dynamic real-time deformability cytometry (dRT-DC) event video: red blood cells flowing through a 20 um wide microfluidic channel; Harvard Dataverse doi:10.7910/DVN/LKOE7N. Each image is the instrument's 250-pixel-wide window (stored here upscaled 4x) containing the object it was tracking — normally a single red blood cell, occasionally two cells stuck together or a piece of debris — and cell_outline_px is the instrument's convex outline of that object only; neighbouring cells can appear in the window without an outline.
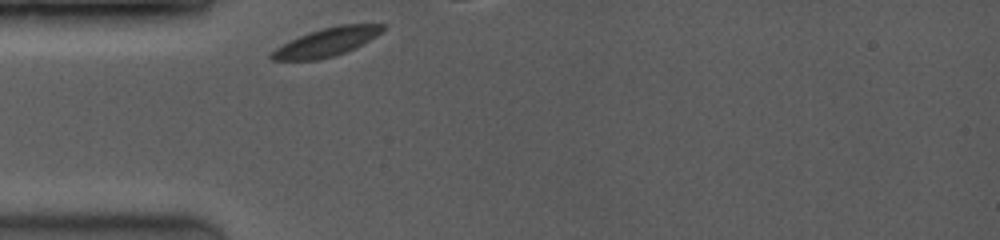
{"species": "common noctule bat (a hibernating species)", "species_latin": "Nyctalus noctula", "temperature_condition": "room temperature", "stored_images_in_passage": 11, "camera_frame_rate_fps": 3500, "um_per_image_px": 0.085, "animal": {"sex": "female", "body_mass_g": 19.0, "forearm_length_mm": 53.3}, "frame": {"image": 1, "passage_image": 1, "time_ms": 0.0, "image_size_px": [1000, 240], "cell_outline_px": [[388, 24], [376, 36], [356, 48], [332, 56], [316, 60], [272, 60], [268, 56], [268, 52], [308, 32], [340, 24]], "centroid_in_image_um": [27.75, 3.58], "position_along_channel_um": 57.3, "area_um2": 18.21}}